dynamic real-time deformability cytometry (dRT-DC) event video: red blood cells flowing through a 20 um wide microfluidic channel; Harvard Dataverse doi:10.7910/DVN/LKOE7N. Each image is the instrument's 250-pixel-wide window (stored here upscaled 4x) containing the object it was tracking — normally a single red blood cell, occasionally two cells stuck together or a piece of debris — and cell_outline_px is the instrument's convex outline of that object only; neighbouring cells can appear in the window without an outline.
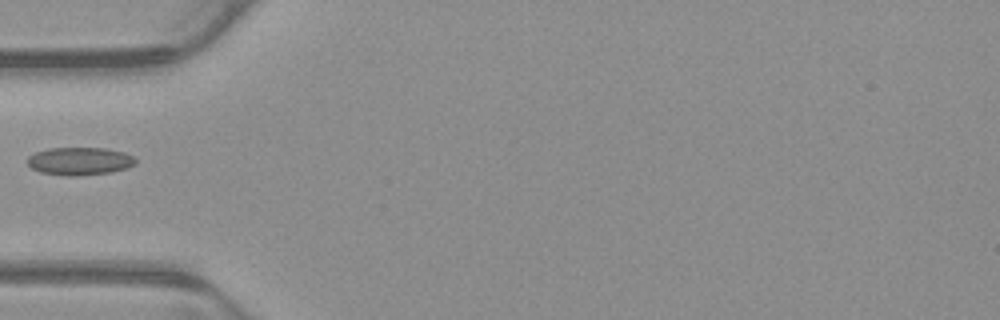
{"species": "common noctule bat (a hibernating species)", "species_latin": "Nyctalus noctula", "temperature_condition": "warm", "stored_images_in_passage": 36, "camera_frame_rate_fps": 3000, "um_per_image_px": 0.085, "animal": {"sex": "male", "body_mass_g": 23.1, "forearm_length_mm": 52.7}, "frame": {"image": 1, "passage_image": 1, "time_ms": 0.0, "image_size_px": [1000, 320], "cell_outline_px": [[136, 164], [128, 168], [108, 172], [72, 176], [68, 176], [40, 172], [32, 168], [28, 164], [28, 156], [36, 152], [48, 148], [104, 148], [124, 152], [132, 156], [136, 160]], "centroid_in_image_um": [6.77, 13.69], "position_along_channel_um": 78.2, "area_um2": 17.4}}
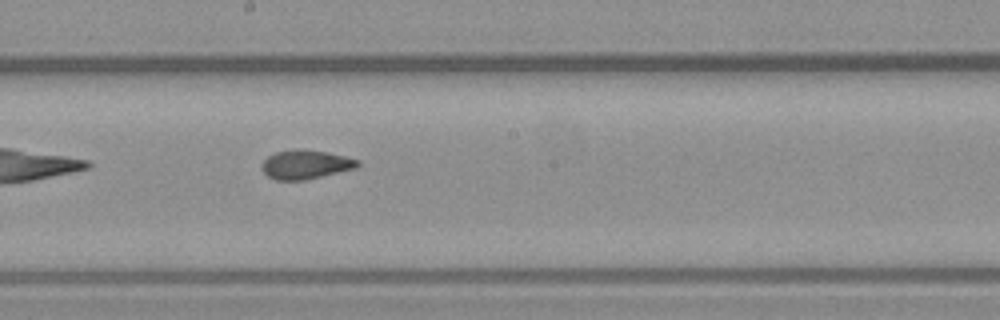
{"frame": {"image": 2, "passage_image": 12, "time_ms": 3.667, "image_size_px": [1000, 320], "cell_outline_px": [[360, 164], [356, 168], [304, 180], [276, 180], [268, 176], [260, 168], [260, 164], [268, 156], [276, 152], [296, 148], [328, 152], [360, 160]], "centroid_in_image_um": [25.95, 13.97], "position_along_channel_um": 222.2, "area_um2": 16.24}}
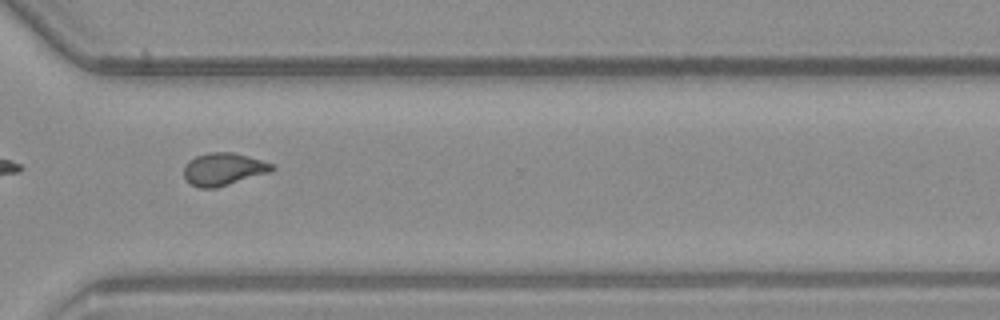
{"frame": {"image": 3, "passage_image": 22, "time_ms": 7.0, "image_size_px": [1000, 320], "cell_outline_px": [[276, 168], [272, 172], [216, 188], [200, 188], [184, 180], [184, 164], [188, 160], [196, 156], [208, 152], [232, 152], [260, 160], [272, 164]], "centroid_in_image_um": [18.97, 14.38], "position_along_channel_um": 351.6, "area_um2": 16.82}}